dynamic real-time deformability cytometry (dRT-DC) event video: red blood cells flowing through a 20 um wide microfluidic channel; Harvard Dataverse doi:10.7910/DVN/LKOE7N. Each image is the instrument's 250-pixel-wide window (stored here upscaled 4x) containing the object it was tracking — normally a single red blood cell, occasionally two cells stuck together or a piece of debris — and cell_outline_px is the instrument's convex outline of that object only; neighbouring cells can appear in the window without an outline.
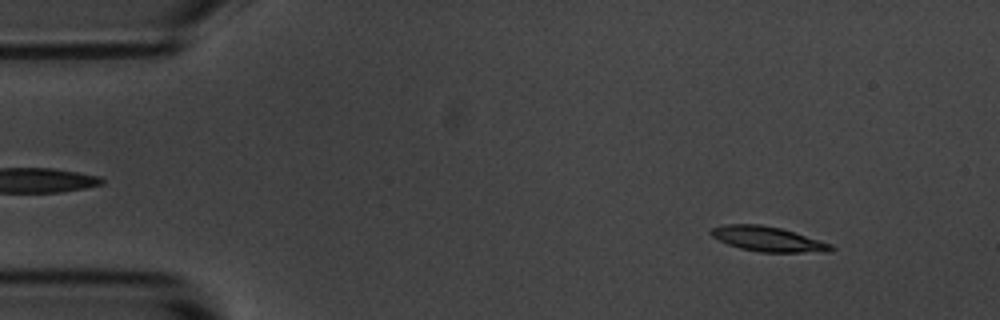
{"species": "common noctule bat (a hibernating species)", "species_latin": "Nyctalus noctula", "temperature_condition": "room temperature", "stored_images_in_passage": 54, "camera_frame_rate_fps": 3000, "um_per_image_px": 0.085, "animal": {"sex": "male", "body_mass_g": 20.1, "forearm_length_mm": 53.5}, "frame": {"image": 1, "passage_image": 5, "time_ms": 1.333, "image_size_px": [1000, 320], "cell_outline_px": [[836, 248], [832, 252], [760, 252], [740, 248], [728, 244], [712, 236], [708, 232], [712, 228], [724, 224], [760, 224], [780, 228], [832, 244]], "centroid_in_image_um": [65.28, 20.32], "position_along_channel_um": 19.7, "area_um2": 17.34}}
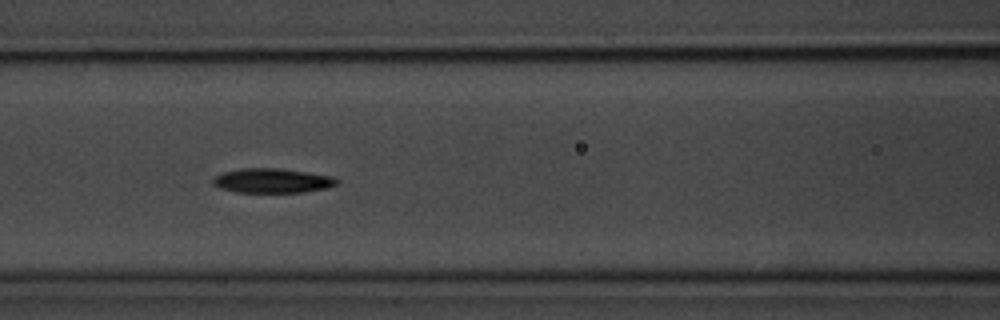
{"frame": {"image": 2, "passage_image": 22, "time_ms": 7.0, "image_size_px": [1000, 320], "cell_outline_px": [[340, 180], [336, 184], [328, 188], [304, 192], [236, 192], [220, 188], [212, 184], [212, 180], [216, 176], [224, 172], [240, 168], [276, 168], [332, 176]], "centroid_in_image_um": [23.14, 15.36], "position_along_channel_um": 143.5, "area_um2": 17.57}}
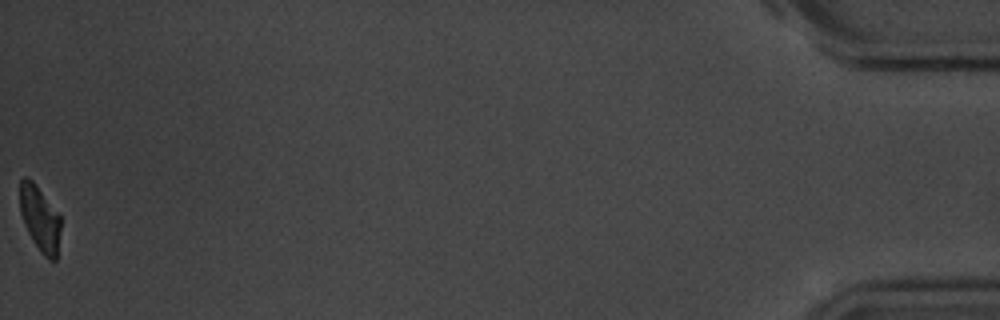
{"frame": {"image": 3, "passage_image": 54, "time_ms": 17.667, "image_size_px": [1000, 320], "cell_outline_px": [[60, 228], [56, 260], [48, 260], [40, 252], [32, 240], [24, 224], [20, 212], [20, 180], [24, 176], [28, 176], [32, 180], [60, 216]], "centroid_in_image_um": [3.37, 18.59], "position_along_channel_um": 431.8, "area_um2": 15.37}, "authors_computed_cell_mechanics": {"area_um2": 17.629, "velocity_mm_per_s": 3.6456, "shape_relaxation_time_tau1_ms": 3.11, "shape_relaxation_time_tau2_ms": null, "deformation_change_tau1": 0.1258, "deformation_change_tau2": null}}